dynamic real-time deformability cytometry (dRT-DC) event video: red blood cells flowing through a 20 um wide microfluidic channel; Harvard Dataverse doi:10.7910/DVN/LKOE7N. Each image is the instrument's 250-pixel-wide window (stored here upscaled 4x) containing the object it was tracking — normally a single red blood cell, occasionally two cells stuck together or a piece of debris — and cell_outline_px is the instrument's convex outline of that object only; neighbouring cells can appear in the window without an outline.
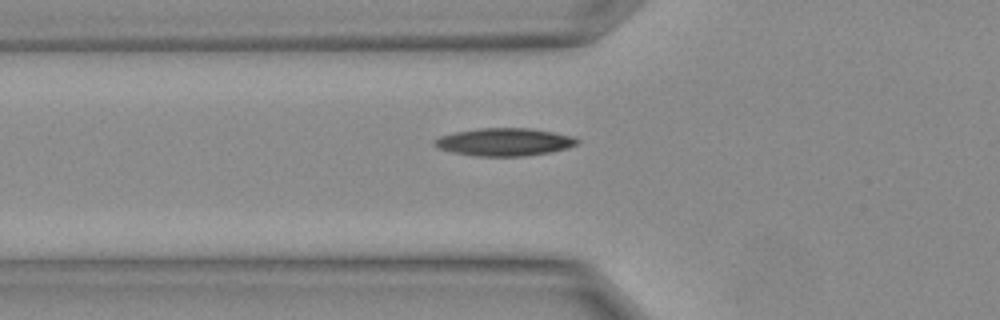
{"species": "Egyptian fruit bat (a non-hibernating species)", "species_latin": "Rousettus aegyptiacus", "temperature_condition": "warm", "stored_images_in_passage": 8, "camera_frame_rate_fps": 3000, "um_per_image_px": 0.085, "animal": {"sex": "female"}, "frame": {"image": 1, "passage_image": 4, "time_ms": 1.0, "image_size_px": [1000, 320], "cell_outline_px": [[580, 144], [568, 148], [552, 152], [524, 156], [472, 156], [452, 152], [440, 148], [432, 144], [432, 140], [440, 136], [456, 132], [480, 128], [528, 128], [552, 132], [572, 136], [580, 140]], "centroid_in_image_um": [42.89, 12.07], "position_along_channel_um": 82.9, "area_um2": 23.18}}